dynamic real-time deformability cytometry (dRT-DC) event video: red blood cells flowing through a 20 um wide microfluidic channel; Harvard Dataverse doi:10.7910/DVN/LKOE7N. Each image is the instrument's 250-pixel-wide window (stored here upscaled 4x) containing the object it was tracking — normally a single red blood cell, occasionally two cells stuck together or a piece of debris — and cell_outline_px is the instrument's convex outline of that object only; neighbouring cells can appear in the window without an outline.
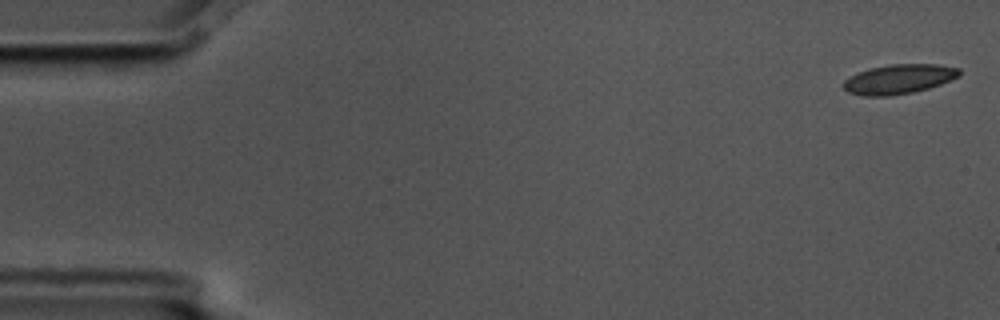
{"species": "common noctule bat (a hibernating species)", "species_latin": "Nyctalus noctula", "temperature_condition": "cold", "stored_images_in_passage": 11, "camera_frame_rate_fps": 3000, "um_per_image_px": 0.085, "animal": {"sex": "male", "body_mass_g": 17.5, "forearm_length_mm": 52.3}, "frame": {"image": 1, "passage_image": 1, "time_ms": 0.0, "image_size_px": [1000, 320], "cell_outline_px": [[960, 76], [940, 84], [928, 88], [912, 92], [888, 96], [864, 96], [848, 92], [840, 84], [844, 80], [868, 68], [888, 64], [936, 64], [960, 68]], "centroid_in_image_um": [76.39, 6.72], "position_along_channel_um": 8.6, "area_um2": 19.94}}
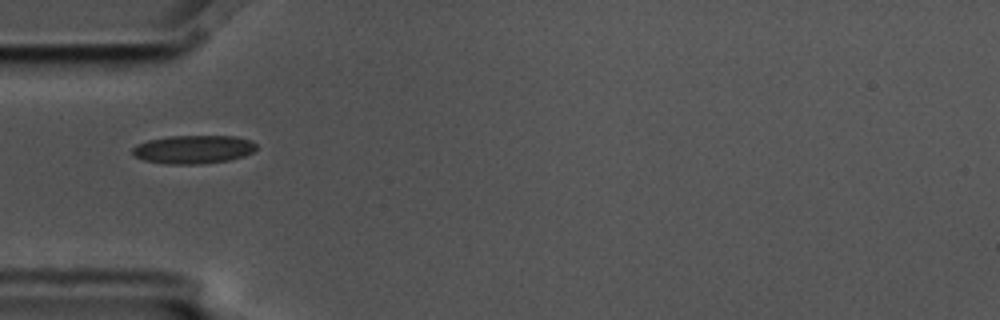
{"frame": {"image": 2, "passage_image": 5, "time_ms": 1.333, "image_size_px": [1000, 320], "cell_outline_px": [[256, 148], [252, 152], [244, 156], [228, 160], [200, 164], [164, 164], [144, 160], [132, 156], [132, 148], [136, 144], [148, 140], [168, 136], [236, 136], [252, 140], [256, 144]], "centroid_in_image_um": [16.41, 12.7], "position_along_channel_um": 68.6, "area_um2": 20.69}}
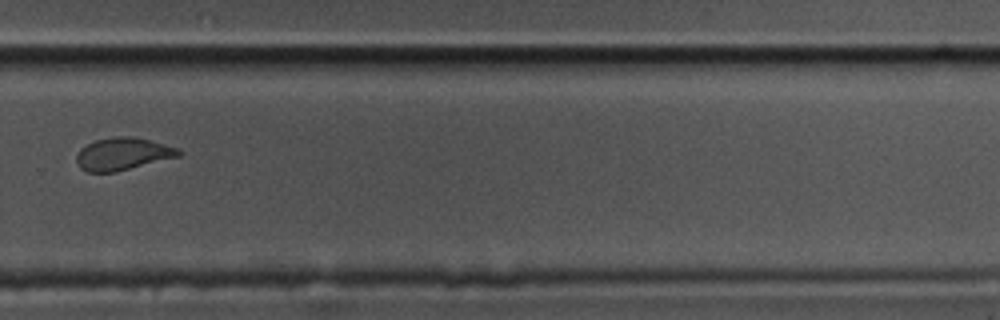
{"frame": {"image": 3, "passage_image": 11, "time_ms": 3.333, "image_size_px": [1000, 320], "cell_outline_px": [[184, 152], [180, 156], [116, 172], [88, 172], [80, 168], [76, 164], [76, 156], [80, 148], [96, 140], [116, 136], [132, 136], [180, 148]], "centroid_in_image_um": [10.44, 13.09], "position_along_channel_um": 319.4, "area_um2": 19.42}}